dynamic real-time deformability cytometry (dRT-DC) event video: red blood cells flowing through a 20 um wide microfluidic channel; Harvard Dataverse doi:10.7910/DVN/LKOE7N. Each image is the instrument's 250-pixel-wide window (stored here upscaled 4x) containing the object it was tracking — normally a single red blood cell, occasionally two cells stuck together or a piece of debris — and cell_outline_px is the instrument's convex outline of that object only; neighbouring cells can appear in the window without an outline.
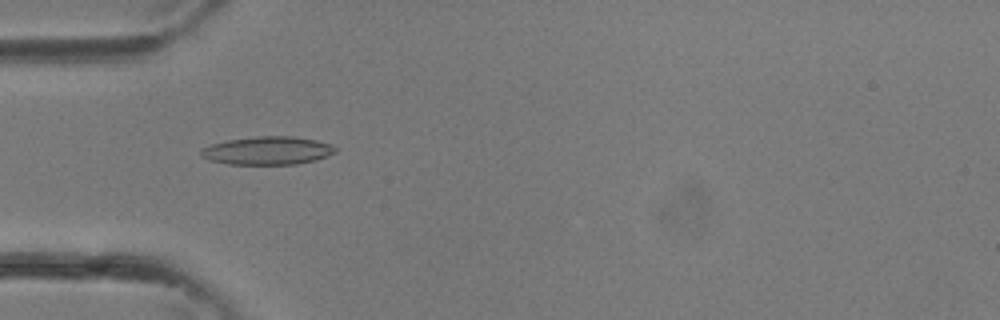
{"species": "common noctule bat (a hibernating species)", "species_latin": "Nyctalus noctula", "temperature_condition": "room temperature", "stored_images_in_passage": 34, "camera_frame_rate_fps": 3000, "um_per_image_px": 0.085, "animal": {"sex": "female"}, "frame": {"image": 1, "passage_image": 11, "time_ms": 3.333, "image_size_px": [1000, 320], "cell_outline_px": [[336, 152], [328, 156], [316, 160], [296, 164], [228, 164], [208, 160], [200, 156], [200, 148], [212, 144], [228, 140], [256, 136], [292, 136], [316, 140], [332, 144], [336, 148]], "centroid_in_image_um": [22.73, 12.8], "position_along_channel_um": 62.3, "area_um2": 22.2}}
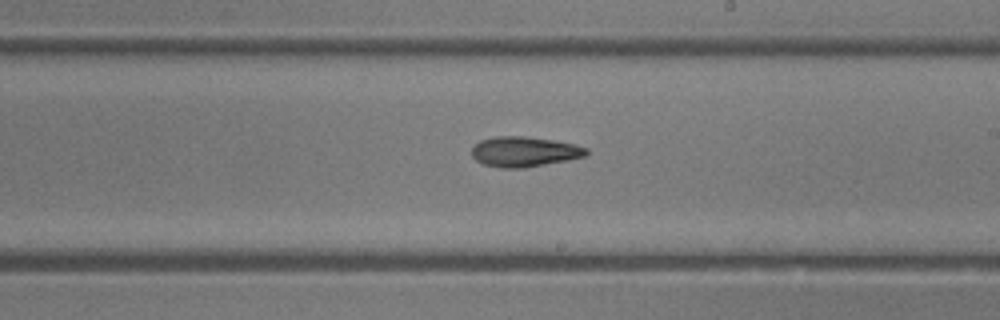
{"frame": {"image": 2, "passage_image": 20, "time_ms": 6.333, "image_size_px": [1000, 320], "cell_outline_px": [[588, 152], [584, 156], [568, 160], [524, 168], [500, 168], [484, 164], [476, 160], [472, 156], [472, 148], [480, 140], [496, 136], [524, 136], [552, 140], [576, 144], [588, 148]], "centroid_in_image_um": [44.57, 12.89], "position_along_channel_um": 244.4, "area_um2": 20.11}}
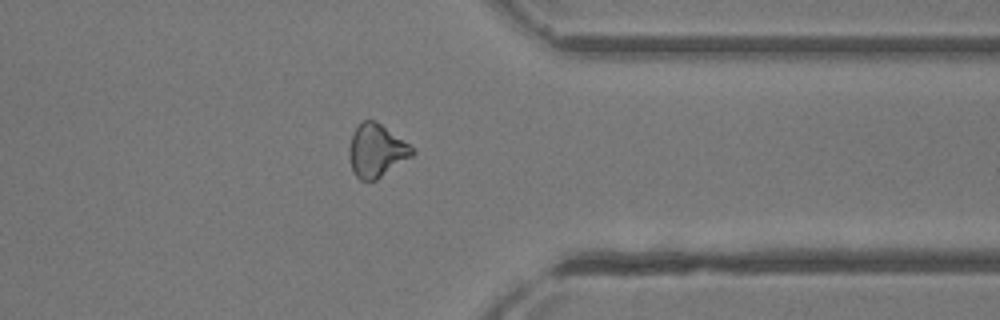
{"frame": {"image": 3, "passage_image": 27, "time_ms": 8.667, "image_size_px": [1000, 320], "cell_outline_px": [[416, 152], [412, 156], [376, 180], [360, 180], [356, 176], [352, 168], [348, 152], [348, 148], [352, 132], [364, 120], [372, 120], [380, 124], [416, 148]], "centroid_in_image_um": [32.0, 12.81], "position_along_channel_um": 379.4, "area_um2": 19.36}}